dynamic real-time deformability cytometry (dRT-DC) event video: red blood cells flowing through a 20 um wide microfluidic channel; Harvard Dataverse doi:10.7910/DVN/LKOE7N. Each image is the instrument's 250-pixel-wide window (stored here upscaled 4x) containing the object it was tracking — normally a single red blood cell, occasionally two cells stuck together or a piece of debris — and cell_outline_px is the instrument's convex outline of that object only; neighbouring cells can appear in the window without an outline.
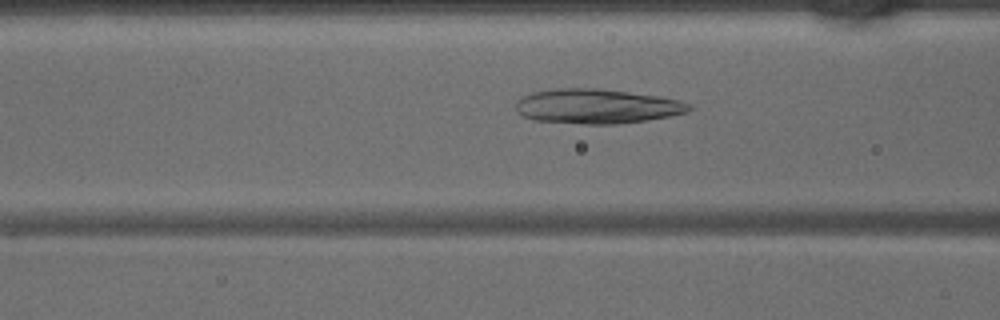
{"species": "common noctule bat (a hibernating species)", "species_latin": "Nyctalus noctula", "temperature_condition": "warm", "stored_images_in_passage": 32, "camera_frame_rate_fps": 3000, "um_per_image_px": 0.085, "animal": {"sex": "male", "body_mass_g": 15.6}, "frame": {"image": 1, "passage_image": 5, "time_ms": 1.333, "image_size_px": [1000, 320], "cell_outline_px": [[692, 108], [688, 112], [648, 120], [616, 124], [584, 124], [536, 120], [524, 116], [516, 112], [516, 100], [532, 92], [556, 88], [600, 88], [656, 96], [680, 100], [692, 104]], "centroid_in_image_um": [50.73, 9.03], "position_along_channel_um": 115.9, "area_um2": 34.97}}
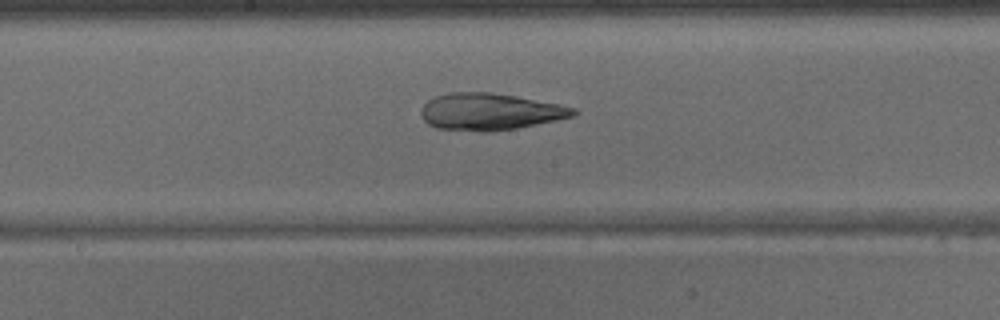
{"frame": {"image": 2, "passage_image": 11, "time_ms": 3.333, "image_size_px": [1000, 320], "cell_outline_px": [[580, 112], [572, 116], [556, 120], [516, 128], [492, 132], [476, 132], [436, 128], [428, 124], [420, 116], [420, 108], [428, 100], [436, 96], [448, 92], [492, 92], [516, 96], [560, 104], [576, 108]], "centroid_in_image_um": [41.62, 9.5], "position_along_channel_um": 206.6, "area_um2": 33.06}}
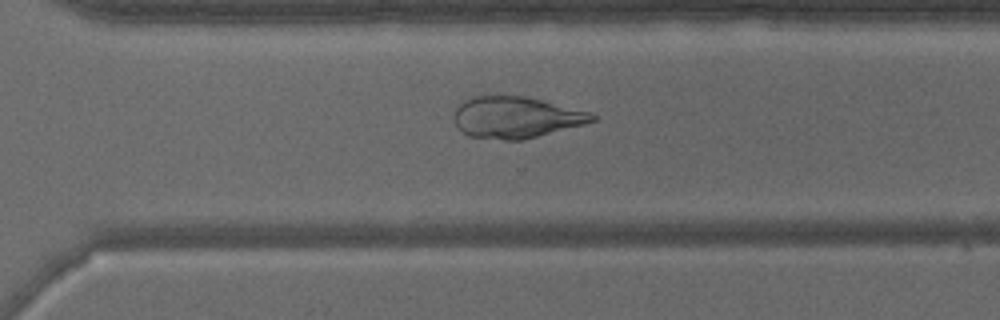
{"frame": {"image": 3, "passage_image": 19, "time_ms": 6.0, "image_size_px": [1000, 320], "cell_outline_px": [[596, 120], [584, 124], [524, 140], [504, 140], [468, 136], [452, 120], [456, 108], [460, 100], [472, 96], [524, 96], [588, 112], [596, 116]], "centroid_in_image_um": [43.79, 9.98], "position_along_channel_um": 326.8, "area_um2": 33.18}}